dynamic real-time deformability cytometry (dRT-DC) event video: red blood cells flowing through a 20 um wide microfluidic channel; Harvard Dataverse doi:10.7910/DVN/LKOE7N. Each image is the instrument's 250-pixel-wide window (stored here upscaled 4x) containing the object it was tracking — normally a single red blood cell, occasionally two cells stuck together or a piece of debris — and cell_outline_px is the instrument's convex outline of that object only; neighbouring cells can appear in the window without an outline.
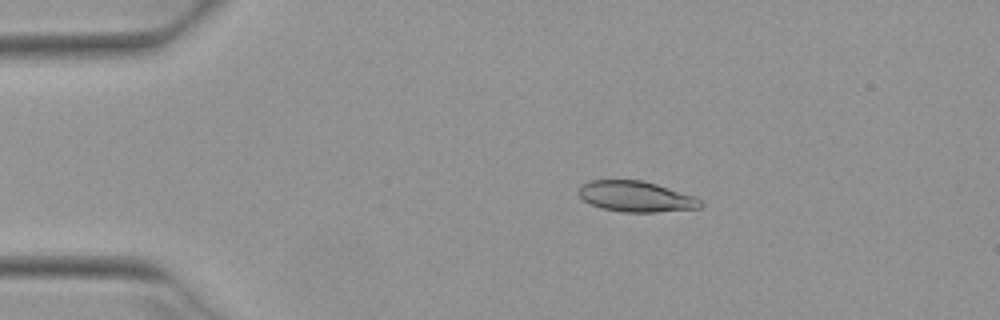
{"species": "Egyptian fruit bat (a non-hibernating species)", "species_latin": "Rousettus aegyptiacus", "temperature_condition": "warm", "stored_images_in_passage": 12, "camera_frame_rate_fps": 3000, "um_per_image_px": 0.085, "animal": {"sex": "female"}, "frame": {"image": 1, "passage_image": 1, "time_ms": 0.0, "image_size_px": [1000, 320], "cell_outline_px": [[704, 204], [700, 208], [656, 212], [624, 212], [600, 208], [584, 200], [580, 196], [580, 184], [588, 180], [640, 180], [656, 184], [696, 196]], "centroid_in_image_um": [54.08, 16.7], "position_along_channel_um": 30.9, "area_um2": 21.79}}